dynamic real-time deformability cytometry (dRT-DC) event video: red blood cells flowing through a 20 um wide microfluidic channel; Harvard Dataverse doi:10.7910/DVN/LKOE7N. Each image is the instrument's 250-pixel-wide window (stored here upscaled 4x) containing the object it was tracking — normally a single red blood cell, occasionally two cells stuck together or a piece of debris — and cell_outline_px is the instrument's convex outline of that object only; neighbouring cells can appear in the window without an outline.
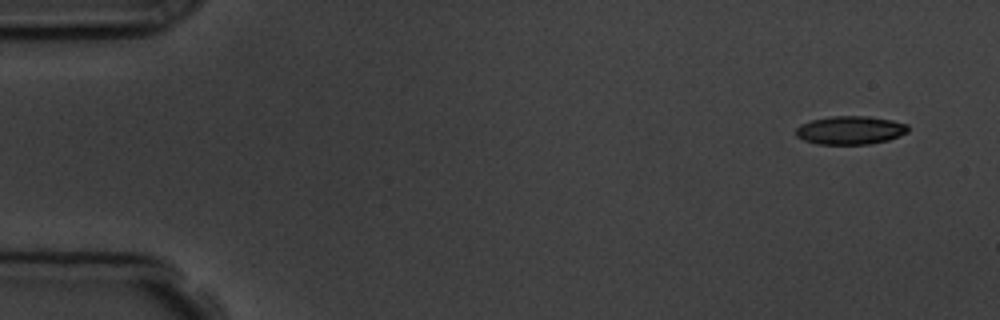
{"species": "common noctule bat (a hibernating species)", "species_latin": "Nyctalus noctula", "temperature_condition": "room temperature", "stored_images_in_passage": 7, "camera_frame_rate_fps": 3000, "um_per_image_px": 0.085, "animal": {"sex": "male", "body_mass_g": 19.5, "forearm_length_mm": 54.6}, "frame": {"image": 1, "passage_image": 1, "time_ms": 0.0, "image_size_px": [1000, 320], "cell_outline_px": [[908, 132], [900, 136], [888, 140], [868, 144], [816, 144], [804, 140], [796, 136], [796, 128], [800, 124], [812, 120], [832, 116], [868, 116], [892, 120], [908, 124]], "centroid_in_image_um": [72.28, 11.07], "position_along_channel_um": 12.7, "area_um2": 18.61}}
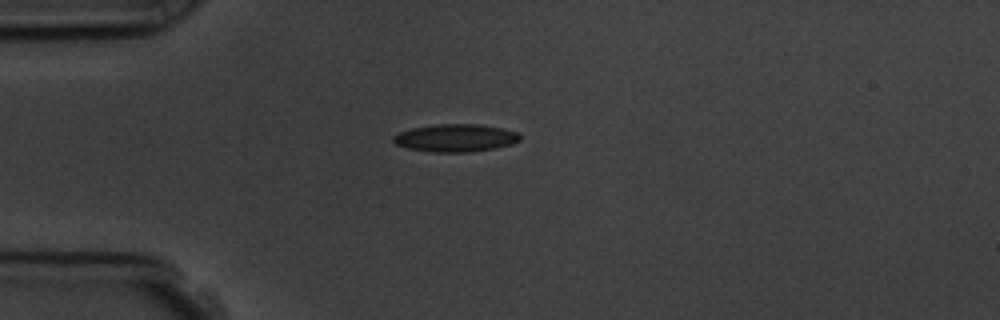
{"frame": {"image": 2, "passage_image": 4, "time_ms": 3.667, "image_size_px": [1000, 320], "cell_outline_px": [[520, 140], [512, 144], [496, 148], [468, 152], [432, 152], [408, 148], [396, 144], [392, 140], [392, 136], [400, 132], [412, 128], [436, 124], [476, 124], [500, 128], [516, 132], [520, 136]], "centroid_in_image_um": [38.7, 11.73], "position_along_channel_um": 46.3, "area_um2": 20.29}}